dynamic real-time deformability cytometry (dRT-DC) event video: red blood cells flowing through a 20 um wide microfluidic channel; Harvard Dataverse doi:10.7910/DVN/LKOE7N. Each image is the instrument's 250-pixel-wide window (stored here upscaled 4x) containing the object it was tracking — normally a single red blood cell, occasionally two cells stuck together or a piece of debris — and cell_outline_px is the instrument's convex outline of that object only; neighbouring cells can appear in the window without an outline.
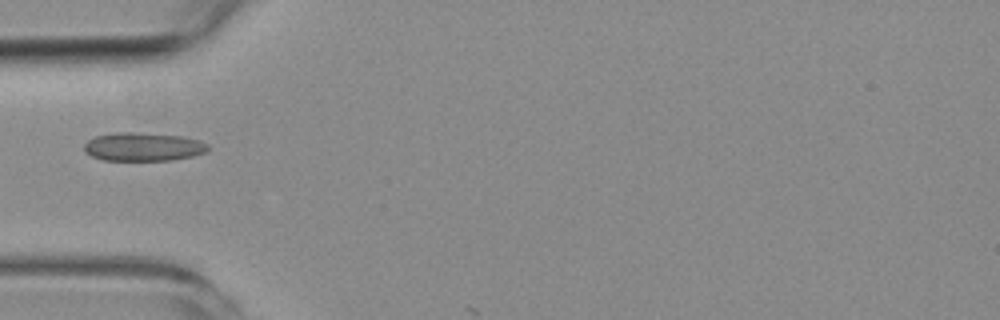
{"species": "common noctule bat (a hibernating species)", "species_latin": "Nyctalus noctula", "temperature_condition": "room temperature", "stored_images_in_passage": 1, "camera_frame_rate_fps": 3000, "um_per_image_px": 0.085, "animal": {"sex": "female", "body_mass_g": 19.3, "forearm_length_mm": 54.1}, "frame": {"image": 1, "passage_image": 1, "time_ms": 0.0, "image_size_px": [1000, 320], "cell_outline_px": [[208, 148], [204, 152], [192, 156], [172, 160], [104, 160], [92, 156], [84, 152], [84, 144], [88, 140], [96, 136], [116, 132], [132, 132], [180, 136], [200, 140], [208, 144]], "centroid_in_image_um": [12.14, 12.47], "position_along_channel_um": 72.9, "area_um2": 20.4}}